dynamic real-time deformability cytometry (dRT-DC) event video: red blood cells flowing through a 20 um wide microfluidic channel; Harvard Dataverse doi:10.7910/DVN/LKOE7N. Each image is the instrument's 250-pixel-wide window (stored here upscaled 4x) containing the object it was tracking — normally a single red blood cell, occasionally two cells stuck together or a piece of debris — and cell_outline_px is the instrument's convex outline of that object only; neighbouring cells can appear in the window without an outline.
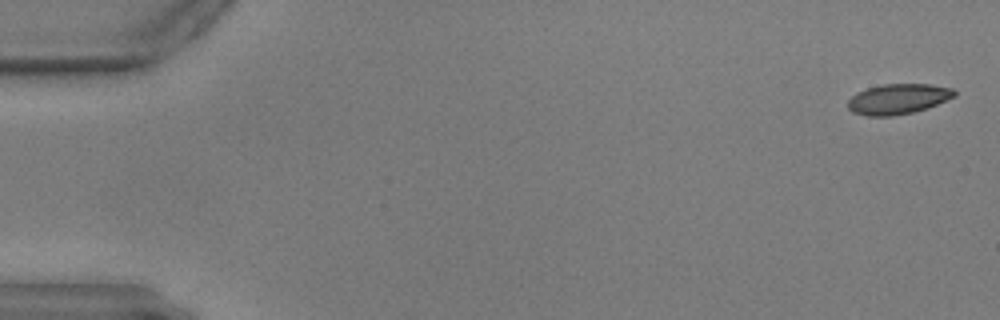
{"species": "common noctule bat (a hibernating species)", "species_latin": "Nyctalus noctula", "temperature_condition": "warm", "stored_images_in_passage": 60, "camera_frame_rate_fps": 3000, "um_per_image_px": 0.085, "animal": {"sex": "male", "body_mass_g": 17.9, "forearm_length_mm": 54.2}, "frame": {"image": 1, "passage_image": 2, "time_ms": 0.333, "image_size_px": [1000, 320], "cell_outline_px": [[956, 96], [928, 108], [912, 112], [892, 116], [868, 116], [852, 112], [848, 108], [848, 100], [856, 92], [868, 88], [884, 84], [928, 84], [952, 88], [956, 92]], "centroid_in_image_um": [76.33, 8.41], "position_along_channel_um": 8.7, "area_um2": 18.79}}
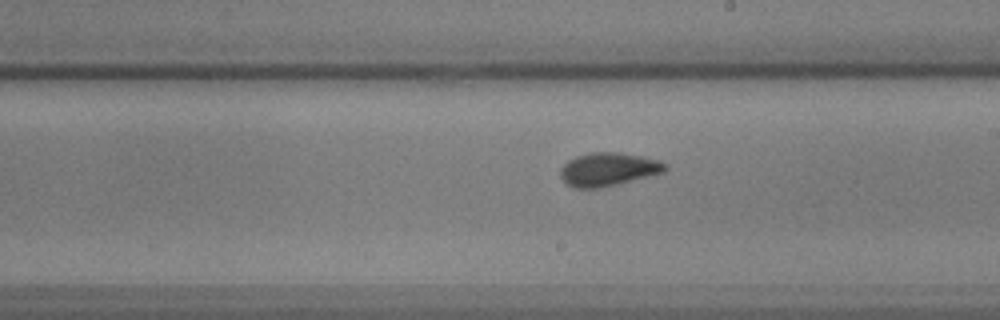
{"frame": {"image": 2, "passage_image": 34, "time_ms": 11.0, "image_size_px": [1000, 320], "cell_outline_px": [[668, 168], [664, 172], [600, 188], [572, 188], [560, 176], [560, 168], [568, 160], [576, 156], [588, 152], [616, 152], [640, 156], [660, 160], [668, 164]], "centroid_in_image_um": [51.69, 14.38], "position_along_channel_um": 237.3, "area_um2": 20.35}}
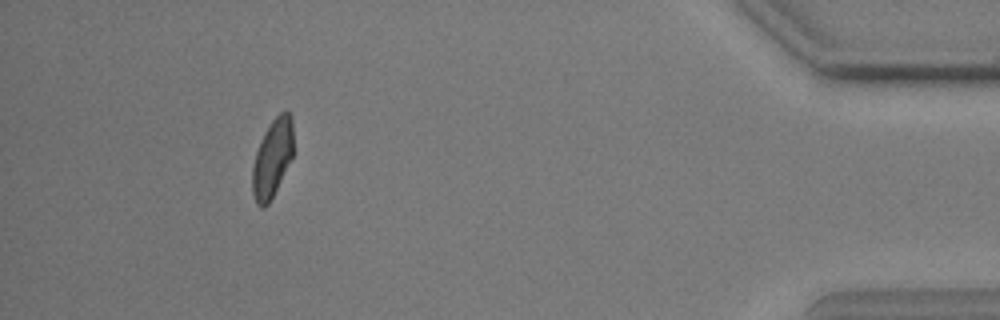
{"frame": {"image": 3, "passage_image": 54, "time_ms": 17.667, "image_size_px": [1000, 320], "cell_outline_px": [[292, 156], [268, 204], [264, 208], [260, 208], [256, 204], [252, 192], [252, 168], [256, 152], [260, 140], [264, 132], [272, 120], [280, 112], [288, 108], [292, 116]], "centroid_in_image_um": [23.13, 13.41], "position_along_channel_um": 412.1, "area_um2": 18.5}}